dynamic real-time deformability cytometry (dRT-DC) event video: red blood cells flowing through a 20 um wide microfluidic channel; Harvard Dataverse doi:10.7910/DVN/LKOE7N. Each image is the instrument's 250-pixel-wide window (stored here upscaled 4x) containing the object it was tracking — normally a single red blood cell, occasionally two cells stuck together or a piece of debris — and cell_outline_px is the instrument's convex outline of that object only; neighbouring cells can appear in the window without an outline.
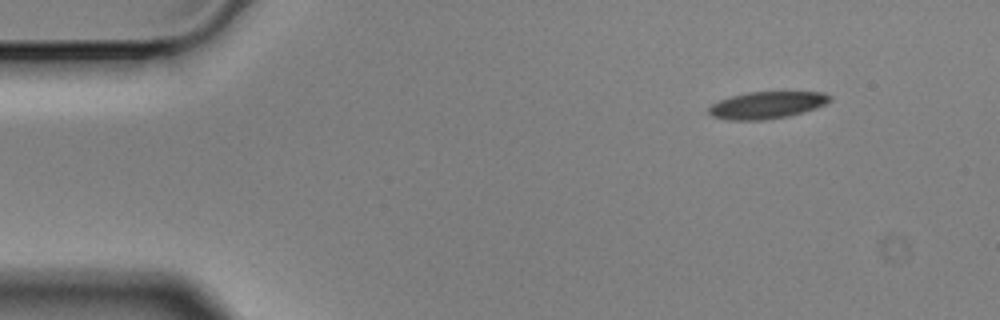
{"species": "Egyptian fruit bat (a non-hibernating species)", "species_latin": "Rousettus aegyptiacus", "temperature_condition": "cold", "stored_images_in_passage": 4, "camera_frame_rate_fps": 3000, "um_per_image_px": 0.085, "animal": {"sex": "male"}, "frame": {"image": 1, "passage_image": 1, "time_ms": 0.0, "image_size_px": [1000, 320], "cell_outline_px": [[832, 100], [816, 108], [804, 112], [788, 116], [760, 120], [724, 120], [712, 116], [708, 112], [708, 108], [712, 104], [720, 100], [732, 96], [748, 92], [824, 92], [832, 96]], "centroid_in_image_um": [65.19, 8.93], "position_along_channel_um": 19.8, "area_um2": 19.07}}
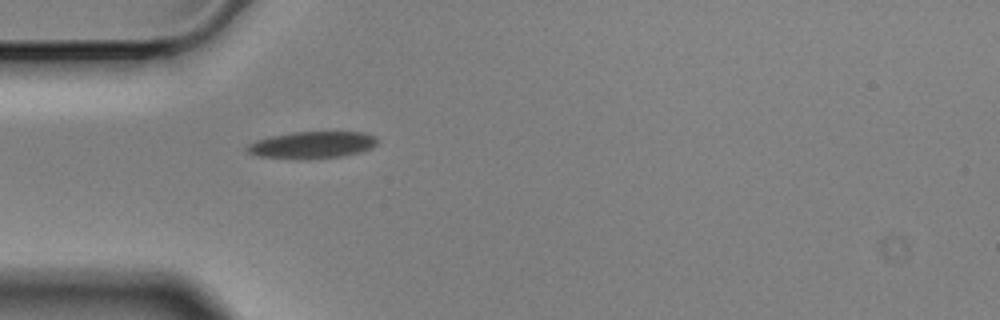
{"frame": {"image": 2, "passage_image": 4, "time_ms": 1.0, "image_size_px": [1000, 320], "cell_outline_px": [[376, 144], [372, 148], [360, 152], [344, 156], [308, 160], [260, 156], [248, 152], [244, 148], [248, 144], [256, 140], [272, 136], [292, 132], [364, 132], [376, 136]], "centroid_in_image_um": [26.54, 12.33], "position_along_channel_um": 58.5, "area_um2": 20.58}}